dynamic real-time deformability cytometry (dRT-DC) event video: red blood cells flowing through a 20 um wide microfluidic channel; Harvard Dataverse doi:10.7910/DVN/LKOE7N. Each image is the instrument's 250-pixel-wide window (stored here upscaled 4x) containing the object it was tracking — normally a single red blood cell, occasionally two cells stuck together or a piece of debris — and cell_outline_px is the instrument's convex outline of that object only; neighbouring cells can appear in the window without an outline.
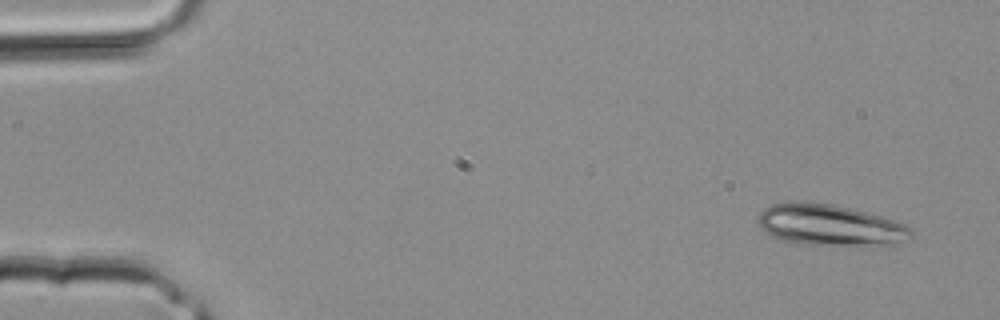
{"species": "common noctule bat (a hibernating species)", "species_latin": "Nyctalus noctula", "temperature_condition": "room temperature", "stored_images_in_passage": 3, "segment_of_instrument_passage": [2, 2], "camera_frame_rate_fps": 3000, "um_per_image_px": 0.085, "animal": {"sex": "male", "body_mass_g": 20.4}, "frame": {"image": 1, "passage_image": 3, "time_ms": 0.667, "image_size_px": [1000, 320], "cell_outline_px": [[912, 236], [904, 240], [892, 244], [864, 248], [804, 244], [780, 240], [764, 232], [760, 228], [756, 220], [756, 216], [764, 208], [772, 204], [788, 200], [808, 200], [832, 204], [852, 208], [896, 220], [912, 228]], "centroid_in_image_um": [70.52, 19.14], "position_along_channel_um": 14.5, "area_um2": 38.38}}